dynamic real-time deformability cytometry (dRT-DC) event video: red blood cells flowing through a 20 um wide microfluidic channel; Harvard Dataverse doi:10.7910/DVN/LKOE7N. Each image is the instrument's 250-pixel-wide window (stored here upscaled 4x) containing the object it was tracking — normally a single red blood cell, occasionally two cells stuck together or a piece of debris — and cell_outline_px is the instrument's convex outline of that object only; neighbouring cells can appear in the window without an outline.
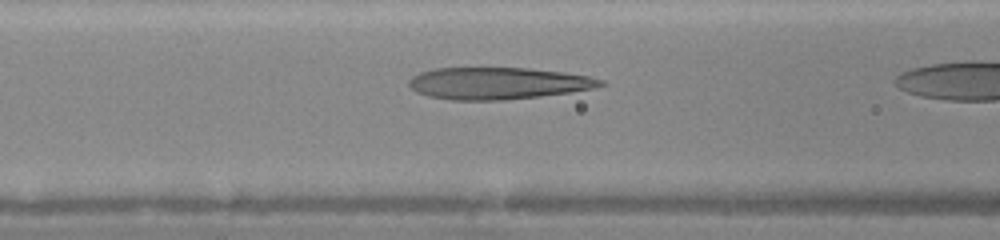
{"species": "human", "species_latin": "Homo sapiens", "temperature_condition": "warm", "stored_images_in_passage": 31, "camera_frame_rate_fps": 3000, "um_per_image_px": 0.085, "donor": {"sex": "female"}, "frame": {"image": 1, "passage_image": 14, "time_ms": 4.333, "image_size_px": [1000, 240], "cell_outline_px": [[608, 84], [596, 88], [540, 96], [504, 100], [448, 100], [428, 96], [416, 92], [408, 84], [408, 80], [412, 76], [420, 72], [432, 68], [528, 68], [564, 72], [588, 76], [604, 80]], "centroid_in_image_um": [42.32, 7.08], "position_along_channel_um": 124.3, "area_um2": 35.84}}
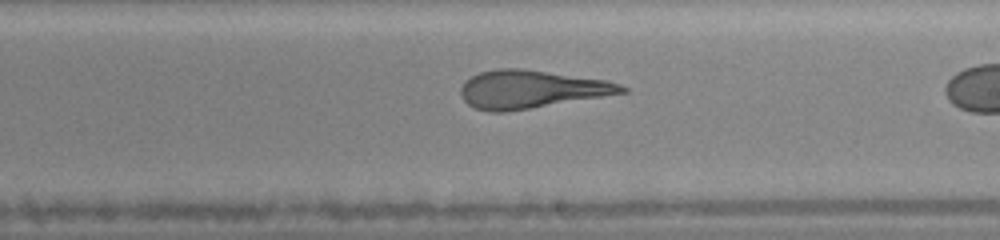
{"frame": {"image": 2, "passage_image": 22, "time_ms": 7.0, "image_size_px": [1000, 240], "cell_outline_px": [[628, 92], [504, 112], [488, 112], [476, 108], [468, 104], [464, 100], [460, 92], [460, 88], [464, 80], [480, 72], [496, 68], [520, 68], [604, 80], [620, 84], [628, 88]], "centroid_in_image_um": [45.09, 7.58], "position_along_channel_um": 243.9, "area_um2": 35.26}}